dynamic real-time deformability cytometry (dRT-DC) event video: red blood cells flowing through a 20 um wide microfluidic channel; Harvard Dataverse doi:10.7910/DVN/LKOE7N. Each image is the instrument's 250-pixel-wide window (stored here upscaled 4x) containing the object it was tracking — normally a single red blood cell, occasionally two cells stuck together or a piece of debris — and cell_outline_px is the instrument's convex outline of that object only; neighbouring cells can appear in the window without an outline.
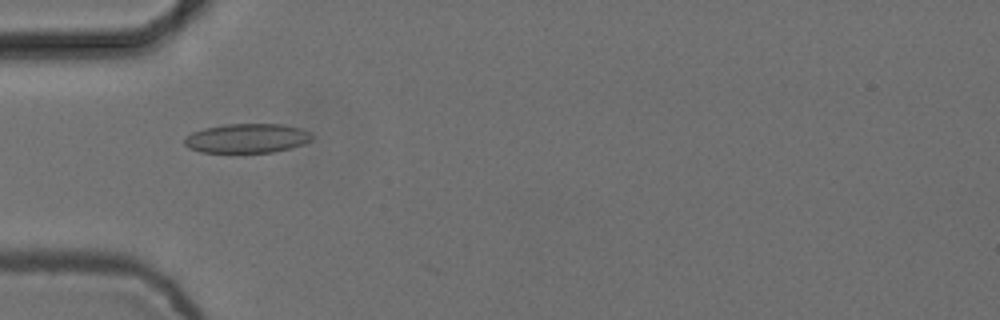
{"species": "common noctule bat (a hibernating species)", "species_latin": "Nyctalus noctula", "temperature_condition": "cold", "stored_images_in_passage": 1, "camera_frame_rate_fps": 3000, "um_per_image_px": 0.085, "animal": {"sex": "female", "body_mass_g": 24.6, "forearm_length_mm": 56.2}, "frame": {"image": 1, "passage_image": 1, "time_ms": 0.0, "image_size_px": [1000, 320], "cell_outline_px": [[312, 140], [304, 144], [292, 148], [272, 152], [200, 152], [188, 148], [184, 144], [184, 140], [192, 132], [204, 128], [224, 124], [284, 124], [300, 128], [312, 132]], "centroid_in_image_um": [21.03, 11.75], "position_along_channel_um": 64.0, "area_um2": 21.91}}